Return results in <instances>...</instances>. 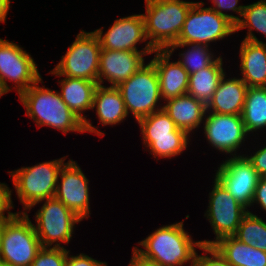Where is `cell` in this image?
<instances>
[{
  "instance_id": "cell-41",
  "label": "cell",
  "mask_w": 266,
  "mask_h": 266,
  "mask_svg": "<svg viewBox=\"0 0 266 266\" xmlns=\"http://www.w3.org/2000/svg\"><path fill=\"white\" fill-rule=\"evenodd\" d=\"M8 90L4 87L3 82L0 79V97H2L5 94H8Z\"/></svg>"
},
{
  "instance_id": "cell-42",
  "label": "cell",
  "mask_w": 266,
  "mask_h": 266,
  "mask_svg": "<svg viewBox=\"0 0 266 266\" xmlns=\"http://www.w3.org/2000/svg\"><path fill=\"white\" fill-rule=\"evenodd\" d=\"M262 88H264L266 90V81L265 83L263 84Z\"/></svg>"
},
{
  "instance_id": "cell-10",
  "label": "cell",
  "mask_w": 266,
  "mask_h": 266,
  "mask_svg": "<svg viewBox=\"0 0 266 266\" xmlns=\"http://www.w3.org/2000/svg\"><path fill=\"white\" fill-rule=\"evenodd\" d=\"M204 2H194L187 13L182 31L175 43L211 46L213 42L235 34V25Z\"/></svg>"
},
{
  "instance_id": "cell-12",
  "label": "cell",
  "mask_w": 266,
  "mask_h": 266,
  "mask_svg": "<svg viewBox=\"0 0 266 266\" xmlns=\"http://www.w3.org/2000/svg\"><path fill=\"white\" fill-rule=\"evenodd\" d=\"M38 69L33 56L24 47L0 38V79L9 92L14 89L19 96L35 84L42 78ZM7 81L11 82L10 86Z\"/></svg>"
},
{
  "instance_id": "cell-18",
  "label": "cell",
  "mask_w": 266,
  "mask_h": 266,
  "mask_svg": "<svg viewBox=\"0 0 266 266\" xmlns=\"http://www.w3.org/2000/svg\"><path fill=\"white\" fill-rule=\"evenodd\" d=\"M58 80L61 87L59 93L62 100L67 106L83 121L84 133H93L99 137H103L105 133L93 126L92 120L87 119L85 111L92 110L95 89L98 81H90L83 78H70L67 76ZM65 77V78H64Z\"/></svg>"
},
{
  "instance_id": "cell-24",
  "label": "cell",
  "mask_w": 266,
  "mask_h": 266,
  "mask_svg": "<svg viewBox=\"0 0 266 266\" xmlns=\"http://www.w3.org/2000/svg\"><path fill=\"white\" fill-rule=\"evenodd\" d=\"M213 246L232 266H266V252L242 243L234 236L223 237Z\"/></svg>"
},
{
  "instance_id": "cell-2",
  "label": "cell",
  "mask_w": 266,
  "mask_h": 266,
  "mask_svg": "<svg viewBox=\"0 0 266 266\" xmlns=\"http://www.w3.org/2000/svg\"><path fill=\"white\" fill-rule=\"evenodd\" d=\"M184 220L163 225L146 236L134 249L143 257L162 266H193L196 248L201 242L194 241L193 236L184 229Z\"/></svg>"
},
{
  "instance_id": "cell-6",
  "label": "cell",
  "mask_w": 266,
  "mask_h": 266,
  "mask_svg": "<svg viewBox=\"0 0 266 266\" xmlns=\"http://www.w3.org/2000/svg\"><path fill=\"white\" fill-rule=\"evenodd\" d=\"M39 203H42V206L34 213L35 223L32 224L41 246L66 248L62 244L70 243L76 224L82 219L55 197L35 203L25 214Z\"/></svg>"
},
{
  "instance_id": "cell-8",
  "label": "cell",
  "mask_w": 266,
  "mask_h": 266,
  "mask_svg": "<svg viewBox=\"0 0 266 266\" xmlns=\"http://www.w3.org/2000/svg\"><path fill=\"white\" fill-rule=\"evenodd\" d=\"M28 214L17 212L4 228L0 243V264L5 266H31L40 240Z\"/></svg>"
},
{
  "instance_id": "cell-22",
  "label": "cell",
  "mask_w": 266,
  "mask_h": 266,
  "mask_svg": "<svg viewBox=\"0 0 266 266\" xmlns=\"http://www.w3.org/2000/svg\"><path fill=\"white\" fill-rule=\"evenodd\" d=\"M238 54L240 78L248 87H262L266 81V42L242 40Z\"/></svg>"
},
{
  "instance_id": "cell-31",
  "label": "cell",
  "mask_w": 266,
  "mask_h": 266,
  "mask_svg": "<svg viewBox=\"0 0 266 266\" xmlns=\"http://www.w3.org/2000/svg\"><path fill=\"white\" fill-rule=\"evenodd\" d=\"M198 249L204 255L196 252L193 266H232L213 245H201Z\"/></svg>"
},
{
  "instance_id": "cell-4",
  "label": "cell",
  "mask_w": 266,
  "mask_h": 266,
  "mask_svg": "<svg viewBox=\"0 0 266 266\" xmlns=\"http://www.w3.org/2000/svg\"><path fill=\"white\" fill-rule=\"evenodd\" d=\"M68 156L8 171L25 213L35 203L54 198L61 167Z\"/></svg>"
},
{
  "instance_id": "cell-20",
  "label": "cell",
  "mask_w": 266,
  "mask_h": 266,
  "mask_svg": "<svg viewBox=\"0 0 266 266\" xmlns=\"http://www.w3.org/2000/svg\"><path fill=\"white\" fill-rule=\"evenodd\" d=\"M163 109L174 121L178 129L185 131L188 135L195 133L200 126L202 128L207 106L195 97L184 94L169 99L163 103Z\"/></svg>"
},
{
  "instance_id": "cell-3",
  "label": "cell",
  "mask_w": 266,
  "mask_h": 266,
  "mask_svg": "<svg viewBox=\"0 0 266 266\" xmlns=\"http://www.w3.org/2000/svg\"><path fill=\"white\" fill-rule=\"evenodd\" d=\"M145 34L155 50H167L178 40L193 1L144 0Z\"/></svg>"
},
{
  "instance_id": "cell-36",
  "label": "cell",
  "mask_w": 266,
  "mask_h": 266,
  "mask_svg": "<svg viewBox=\"0 0 266 266\" xmlns=\"http://www.w3.org/2000/svg\"><path fill=\"white\" fill-rule=\"evenodd\" d=\"M258 205L266 213V180L262 177L259 178L257 186L255 188L254 197L251 203V208Z\"/></svg>"
},
{
  "instance_id": "cell-32",
  "label": "cell",
  "mask_w": 266,
  "mask_h": 266,
  "mask_svg": "<svg viewBox=\"0 0 266 266\" xmlns=\"http://www.w3.org/2000/svg\"><path fill=\"white\" fill-rule=\"evenodd\" d=\"M211 3H213V6H208L214 9L217 13L221 14L222 16L226 17L229 19L234 25H236L242 15H243V10L245 8V5H238L239 0H209ZM234 12L237 15L229 14L227 12Z\"/></svg>"
},
{
  "instance_id": "cell-26",
  "label": "cell",
  "mask_w": 266,
  "mask_h": 266,
  "mask_svg": "<svg viewBox=\"0 0 266 266\" xmlns=\"http://www.w3.org/2000/svg\"><path fill=\"white\" fill-rule=\"evenodd\" d=\"M248 134L266 129V90L262 87H248L241 113Z\"/></svg>"
},
{
  "instance_id": "cell-1",
  "label": "cell",
  "mask_w": 266,
  "mask_h": 266,
  "mask_svg": "<svg viewBox=\"0 0 266 266\" xmlns=\"http://www.w3.org/2000/svg\"><path fill=\"white\" fill-rule=\"evenodd\" d=\"M43 78L19 95V100L37 128L43 126L67 133H84L83 121L62 100L58 90L40 86Z\"/></svg>"
},
{
  "instance_id": "cell-17",
  "label": "cell",
  "mask_w": 266,
  "mask_h": 266,
  "mask_svg": "<svg viewBox=\"0 0 266 266\" xmlns=\"http://www.w3.org/2000/svg\"><path fill=\"white\" fill-rule=\"evenodd\" d=\"M153 53L101 49L97 78L98 85H103L107 81L110 86L117 87L146 64L144 56L146 57Z\"/></svg>"
},
{
  "instance_id": "cell-9",
  "label": "cell",
  "mask_w": 266,
  "mask_h": 266,
  "mask_svg": "<svg viewBox=\"0 0 266 266\" xmlns=\"http://www.w3.org/2000/svg\"><path fill=\"white\" fill-rule=\"evenodd\" d=\"M101 44L93 32L80 30L66 53L49 74L97 81Z\"/></svg>"
},
{
  "instance_id": "cell-21",
  "label": "cell",
  "mask_w": 266,
  "mask_h": 266,
  "mask_svg": "<svg viewBox=\"0 0 266 266\" xmlns=\"http://www.w3.org/2000/svg\"><path fill=\"white\" fill-rule=\"evenodd\" d=\"M226 75L225 73L222 77L207 104V112L241 115L248 86L239 76L230 78Z\"/></svg>"
},
{
  "instance_id": "cell-43",
  "label": "cell",
  "mask_w": 266,
  "mask_h": 266,
  "mask_svg": "<svg viewBox=\"0 0 266 266\" xmlns=\"http://www.w3.org/2000/svg\"><path fill=\"white\" fill-rule=\"evenodd\" d=\"M262 178L266 180V174H264V175L262 176Z\"/></svg>"
},
{
  "instance_id": "cell-35",
  "label": "cell",
  "mask_w": 266,
  "mask_h": 266,
  "mask_svg": "<svg viewBox=\"0 0 266 266\" xmlns=\"http://www.w3.org/2000/svg\"><path fill=\"white\" fill-rule=\"evenodd\" d=\"M64 266H108V264L105 261L96 260L85 253L70 255L69 250Z\"/></svg>"
},
{
  "instance_id": "cell-40",
  "label": "cell",
  "mask_w": 266,
  "mask_h": 266,
  "mask_svg": "<svg viewBox=\"0 0 266 266\" xmlns=\"http://www.w3.org/2000/svg\"><path fill=\"white\" fill-rule=\"evenodd\" d=\"M11 218H0V243L2 239V234L4 231V228L6 226V223L10 220Z\"/></svg>"
},
{
  "instance_id": "cell-25",
  "label": "cell",
  "mask_w": 266,
  "mask_h": 266,
  "mask_svg": "<svg viewBox=\"0 0 266 266\" xmlns=\"http://www.w3.org/2000/svg\"><path fill=\"white\" fill-rule=\"evenodd\" d=\"M223 57H218L206 68L189 75L187 94L203 102L206 106L211 101L216 88L225 73Z\"/></svg>"
},
{
  "instance_id": "cell-29",
  "label": "cell",
  "mask_w": 266,
  "mask_h": 266,
  "mask_svg": "<svg viewBox=\"0 0 266 266\" xmlns=\"http://www.w3.org/2000/svg\"><path fill=\"white\" fill-rule=\"evenodd\" d=\"M250 210L248 209V213L243 217L234 237L242 243L253 245L261 250L262 217Z\"/></svg>"
},
{
  "instance_id": "cell-11",
  "label": "cell",
  "mask_w": 266,
  "mask_h": 266,
  "mask_svg": "<svg viewBox=\"0 0 266 266\" xmlns=\"http://www.w3.org/2000/svg\"><path fill=\"white\" fill-rule=\"evenodd\" d=\"M212 190L209 192L208 206L204 217L210 223L214 240H200L201 245H213L219 239L234 236L248 209L239 203L227 189L213 177Z\"/></svg>"
},
{
  "instance_id": "cell-14",
  "label": "cell",
  "mask_w": 266,
  "mask_h": 266,
  "mask_svg": "<svg viewBox=\"0 0 266 266\" xmlns=\"http://www.w3.org/2000/svg\"><path fill=\"white\" fill-rule=\"evenodd\" d=\"M215 177L247 209L251 207L259 174L245 155L226 157Z\"/></svg>"
},
{
  "instance_id": "cell-39",
  "label": "cell",
  "mask_w": 266,
  "mask_h": 266,
  "mask_svg": "<svg viewBox=\"0 0 266 266\" xmlns=\"http://www.w3.org/2000/svg\"><path fill=\"white\" fill-rule=\"evenodd\" d=\"M261 250L266 252V221L262 219Z\"/></svg>"
},
{
  "instance_id": "cell-16",
  "label": "cell",
  "mask_w": 266,
  "mask_h": 266,
  "mask_svg": "<svg viewBox=\"0 0 266 266\" xmlns=\"http://www.w3.org/2000/svg\"><path fill=\"white\" fill-rule=\"evenodd\" d=\"M89 182L81 167L73 159H69L61 167L55 198L82 220L88 219L91 215Z\"/></svg>"
},
{
  "instance_id": "cell-13",
  "label": "cell",
  "mask_w": 266,
  "mask_h": 266,
  "mask_svg": "<svg viewBox=\"0 0 266 266\" xmlns=\"http://www.w3.org/2000/svg\"><path fill=\"white\" fill-rule=\"evenodd\" d=\"M202 129L206 142L213 149L222 154H229V157L244 155L238 151L250 135L246 131L241 115L206 111Z\"/></svg>"
},
{
  "instance_id": "cell-38",
  "label": "cell",
  "mask_w": 266,
  "mask_h": 266,
  "mask_svg": "<svg viewBox=\"0 0 266 266\" xmlns=\"http://www.w3.org/2000/svg\"><path fill=\"white\" fill-rule=\"evenodd\" d=\"M11 0H0V23H5L11 8Z\"/></svg>"
},
{
  "instance_id": "cell-27",
  "label": "cell",
  "mask_w": 266,
  "mask_h": 266,
  "mask_svg": "<svg viewBox=\"0 0 266 266\" xmlns=\"http://www.w3.org/2000/svg\"><path fill=\"white\" fill-rule=\"evenodd\" d=\"M179 48L183 49L178 53V62L189 75L208 67L217 58L213 49L207 45L173 43L167 50L173 55L175 50L179 51Z\"/></svg>"
},
{
  "instance_id": "cell-28",
  "label": "cell",
  "mask_w": 266,
  "mask_h": 266,
  "mask_svg": "<svg viewBox=\"0 0 266 266\" xmlns=\"http://www.w3.org/2000/svg\"><path fill=\"white\" fill-rule=\"evenodd\" d=\"M243 29H247L248 31L243 40L264 42L255 36V32H259L266 38V0H258L252 4L245 5L243 15L235 25V32Z\"/></svg>"
},
{
  "instance_id": "cell-15",
  "label": "cell",
  "mask_w": 266,
  "mask_h": 266,
  "mask_svg": "<svg viewBox=\"0 0 266 266\" xmlns=\"http://www.w3.org/2000/svg\"><path fill=\"white\" fill-rule=\"evenodd\" d=\"M103 31L104 27L93 31L99 38L101 49L141 52L155 51L145 34L143 14H133L117 18L107 31ZM141 43H144L145 47L139 49Z\"/></svg>"
},
{
  "instance_id": "cell-19",
  "label": "cell",
  "mask_w": 266,
  "mask_h": 266,
  "mask_svg": "<svg viewBox=\"0 0 266 266\" xmlns=\"http://www.w3.org/2000/svg\"><path fill=\"white\" fill-rule=\"evenodd\" d=\"M150 60L157 71L162 101L187 94L189 74L176 60H171L172 54L168 50H155Z\"/></svg>"
},
{
  "instance_id": "cell-5",
  "label": "cell",
  "mask_w": 266,
  "mask_h": 266,
  "mask_svg": "<svg viewBox=\"0 0 266 266\" xmlns=\"http://www.w3.org/2000/svg\"><path fill=\"white\" fill-rule=\"evenodd\" d=\"M137 123L140 126L143 148L157 162L162 158L172 159L181 155L189 147L190 135L178 129L164 109L139 119Z\"/></svg>"
},
{
  "instance_id": "cell-23",
  "label": "cell",
  "mask_w": 266,
  "mask_h": 266,
  "mask_svg": "<svg viewBox=\"0 0 266 266\" xmlns=\"http://www.w3.org/2000/svg\"><path fill=\"white\" fill-rule=\"evenodd\" d=\"M94 110L103 127L119 125L128 117L122 94L115 86H97L92 105Z\"/></svg>"
},
{
  "instance_id": "cell-33",
  "label": "cell",
  "mask_w": 266,
  "mask_h": 266,
  "mask_svg": "<svg viewBox=\"0 0 266 266\" xmlns=\"http://www.w3.org/2000/svg\"><path fill=\"white\" fill-rule=\"evenodd\" d=\"M12 193L14 192L8 187V184L0 182V218H12L17 213L10 211L15 207Z\"/></svg>"
},
{
  "instance_id": "cell-37",
  "label": "cell",
  "mask_w": 266,
  "mask_h": 266,
  "mask_svg": "<svg viewBox=\"0 0 266 266\" xmlns=\"http://www.w3.org/2000/svg\"><path fill=\"white\" fill-rule=\"evenodd\" d=\"M127 266H162V265L143 257L134 248H132V257Z\"/></svg>"
},
{
  "instance_id": "cell-34",
  "label": "cell",
  "mask_w": 266,
  "mask_h": 266,
  "mask_svg": "<svg viewBox=\"0 0 266 266\" xmlns=\"http://www.w3.org/2000/svg\"><path fill=\"white\" fill-rule=\"evenodd\" d=\"M266 142H264L265 144ZM263 146L257 147L254 151L251 149H248V151H252V153L249 151L248 153L244 154L247 159L251 162L252 166L256 169L257 173L260 177H262L264 174H266V144Z\"/></svg>"
},
{
  "instance_id": "cell-30",
  "label": "cell",
  "mask_w": 266,
  "mask_h": 266,
  "mask_svg": "<svg viewBox=\"0 0 266 266\" xmlns=\"http://www.w3.org/2000/svg\"><path fill=\"white\" fill-rule=\"evenodd\" d=\"M68 251L66 248L42 247L31 266H64Z\"/></svg>"
},
{
  "instance_id": "cell-7",
  "label": "cell",
  "mask_w": 266,
  "mask_h": 266,
  "mask_svg": "<svg viewBox=\"0 0 266 266\" xmlns=\"http://www.w3.org/2000/svg\"><path fill=\"white\" fill-rule=\"evenodd\" d=\"M117 88L122 94L128 116L131 113L135 121L163 109L159 78L151 61L121 82Z\"/></svg>"
}]
</instances>
